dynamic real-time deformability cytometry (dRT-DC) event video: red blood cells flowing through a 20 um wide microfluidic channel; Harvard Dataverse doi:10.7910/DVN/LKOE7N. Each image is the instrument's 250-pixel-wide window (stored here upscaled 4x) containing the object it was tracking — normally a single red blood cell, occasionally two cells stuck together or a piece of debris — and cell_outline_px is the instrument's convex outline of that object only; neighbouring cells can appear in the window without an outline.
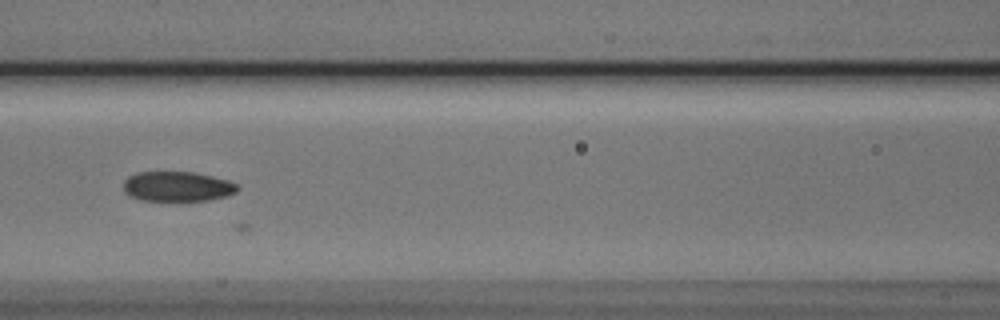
{"species": "Egyptian fruit bat (a non-hibernating species)", "species_latin": "Rousettus aegyptiacus", "temperature_condition": "cold", "stored_images_in_passage": 10, "camera_frame_rate_fps": 3000, "um_per_image_px": 0.085, "animal": {"sex": "male"}, "frame": {"image": 1, "passage_image": 7, "time_ms": 2.0, "image_size_px": [1000, 320], "cell_outline_px": [[240, 188], [236, 192], [228, 196], [208, 200], [140, 200], [124, 192], [124, 180], [128, 176], [136, 172], [192, 172], [212, 176], [228, 180], [236, 184]], "centroid_in_image_um": [15.08, 15.84], "position_along_channel_um": 151.5, "area_um2": 19.83}}